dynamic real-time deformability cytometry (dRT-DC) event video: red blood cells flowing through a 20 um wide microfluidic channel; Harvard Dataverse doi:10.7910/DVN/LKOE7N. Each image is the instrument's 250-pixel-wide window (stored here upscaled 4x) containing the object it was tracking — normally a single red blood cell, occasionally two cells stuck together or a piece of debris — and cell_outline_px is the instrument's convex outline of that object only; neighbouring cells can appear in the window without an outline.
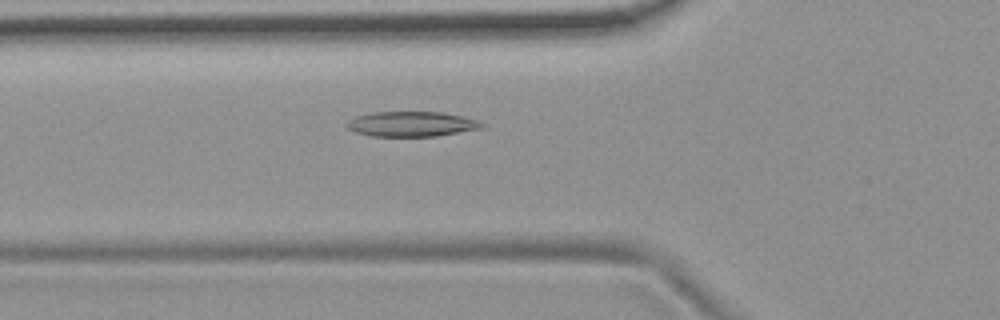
{"species": "common noctule bat (a hibernating species)", "species_latin": "Nyctalus noctula", "temperature_condition": "room temperature", "stored_images_in_passage": 54, "camera_frame_rate_fps": 3000, "um_per_image_px": 0.085, "animal": {"sex": "female", "body_mass_g": 19.9}, "frame": {"image": 1, "passage_image": 19, "time_ms": 6.0, "image_size_px": [1000, 320], "cell_outline_px": [[484, 128], [436, 136], [372, 136], [356, 132], [348, 128], [344, 124], [348, 120], [356, 116], [372, 112], [444, 112], [464, 116], [476, 120], [484, 124]], "centroid_in_image_um": [34.98, 10.53], "position_along_channel_um": 90.8, "area_um2": 19.77}}
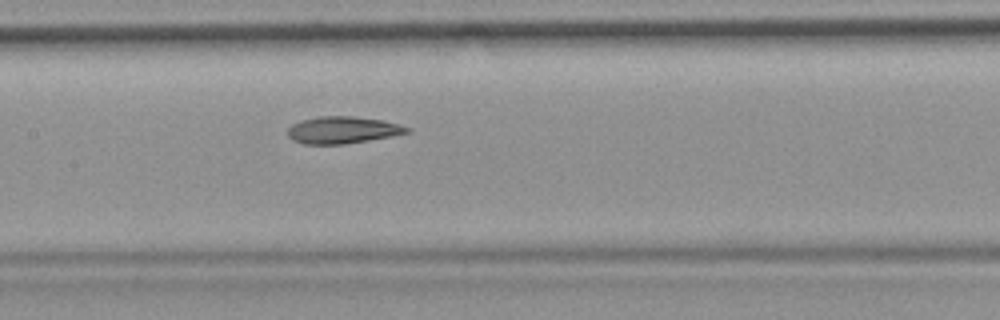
{"frame": {"image": 2, "passage_image": 26, "time_ms": 8.333, "image_size_px": [1000, 320], "cell_outline_px": [[412, 132], [368, 140], [344, 144], [304, 144], [292, 140], [288, 136], [288, 128], [292, 124], [300, 120], [320, 116], [352, 116], [384, 120], [412, 128]], "centroid_in_image_um": [29.13, 11.04], "position_along_channel_um": 178.3, "area_um2": 18.84}}
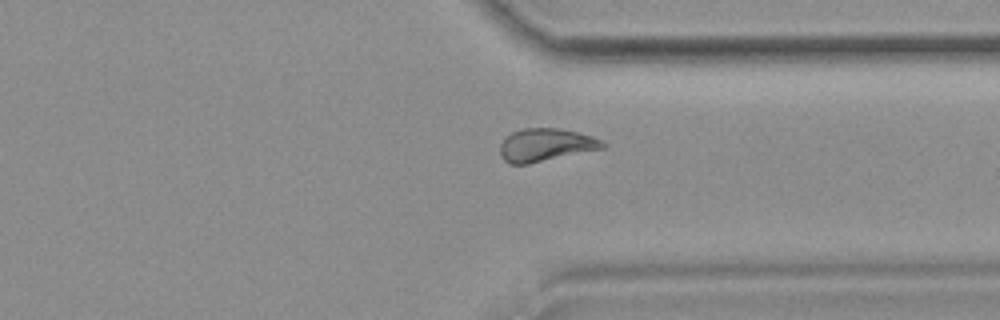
{"frame": {"image": 3, "passage_image": 41, "time_ms": 13.333, "image_size_px": [1000, 320], "cell_outline_px": [[608, 144], [604, 148], [528, 164], [508, 164], [500, 156], [500, 144], [512, 132], [524, 128], [556, 128], [576, 132], [592, 136]], "centroid_in_image_um": [46.37, 12.33], "position_along_channel_um": 365.0, "area_um2": 19.54}, "authors_computed_cell_mechanics": {"area_um2": 20.1433, "velocity_mm_per_s": 3.7362, "shape_relaxation_time_tau1_ms": null, "shape_relaxation_time_tau2_ms": 2.6994, "deformation_change_tau1": null, "deformation_change_tau2": 0.0946}}